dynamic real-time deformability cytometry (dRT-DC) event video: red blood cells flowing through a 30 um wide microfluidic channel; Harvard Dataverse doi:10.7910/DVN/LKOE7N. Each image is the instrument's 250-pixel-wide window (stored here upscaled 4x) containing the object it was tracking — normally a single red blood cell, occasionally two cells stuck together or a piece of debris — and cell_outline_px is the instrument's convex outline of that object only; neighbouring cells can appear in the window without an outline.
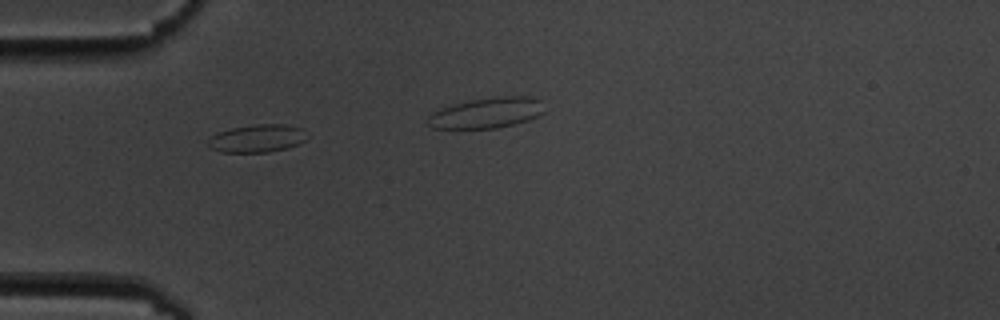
{"species": "common noctule bat (a hibernating species)", "species_latin": "Nyctalus noctula", "temperature_condition": "cold", "stored_images_in_passage": 4, "camera_frame_rate_fps": 3000, "um_per_image_px": 0.085, "animal": {"sex": "male", "body_mass_g": 19.5, "forearm_length_mm": 54.6}, "frame": {"image": 1, "passage_image": 1, "time_ms": 0.0, "image_size_px": [1000, 320], "cell_outline_px": [[304, 140], [296, 144], [284, 148], [268, 152], [220, 152], [212, 148], [208, 144], [208, 140], [212, 136], [220, 132], [232, 128], [256, 124], [284, 124], [304, 128]], "centroid_in_image_um": [21.84, 11.75], "position_along_channel_um": 63.2, "area_um2": 15.66}}
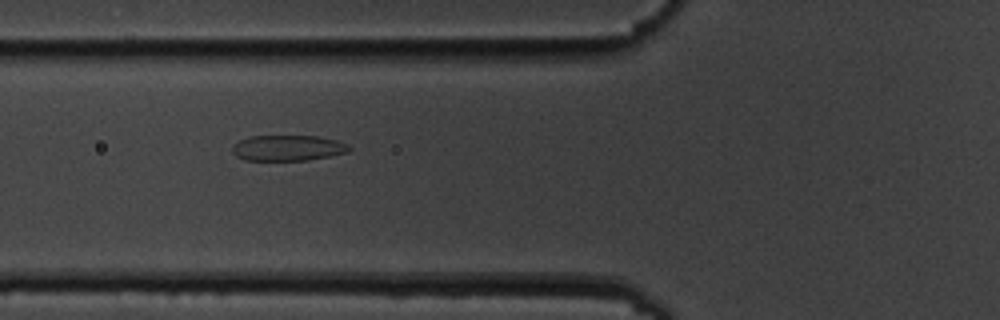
{"frame": {"image": 2, "passage_image": 3, "time_ms": 2.333, "image_size_px": [1000, 320], "cell_outline_px": [[352, 148], [348, 152], [308, 160], [244, 160], [236, 156], [232, 152], [232, 148], [240, 140], [248, 136], [320, 136], [336, 140], [348, 144]], "centroid_in_image_um": [24.48, 12.57], "position_along_channel_um": 101.3, "area_um2": 17.46}}
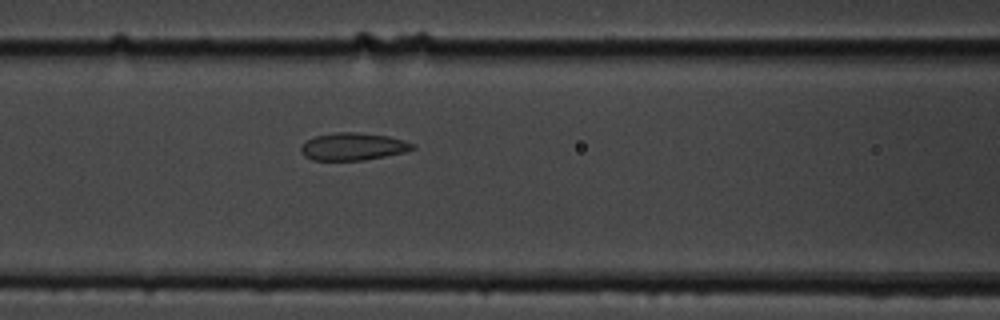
{"frame": {"image": 3, "passage_image": 4, "time_ms": 3.333, "image_size_px": [1000, 320], "cell_outline_px": [[416, 148], [404, 152], [364, 160], [312, 160], [304, 156], [300, 152], [300, 148], [308, 140], [316, 136], [336, 132], [356, 132], [388, 136], [404, 140], [416, 144]], "centroid_in_image_um": [30.03, 12.46], "position_along_channel_um": 136.6, "area_um2": 17.8}}